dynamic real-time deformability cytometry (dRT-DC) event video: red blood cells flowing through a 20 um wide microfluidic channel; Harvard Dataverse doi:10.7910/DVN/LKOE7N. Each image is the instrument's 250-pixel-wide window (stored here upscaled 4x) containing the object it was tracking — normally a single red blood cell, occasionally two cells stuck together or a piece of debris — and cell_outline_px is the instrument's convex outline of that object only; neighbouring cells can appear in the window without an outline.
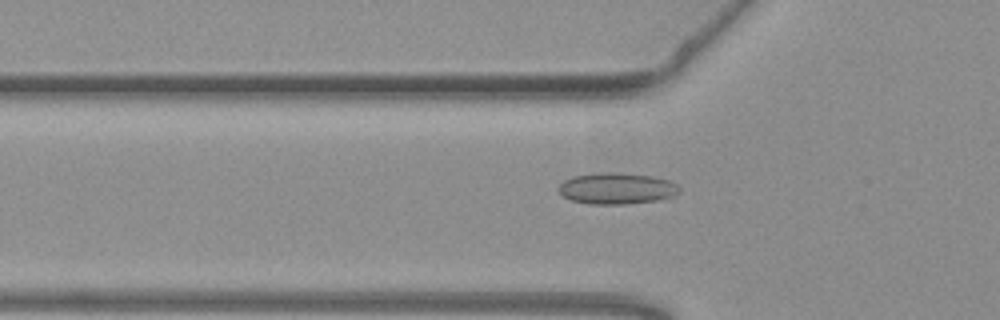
{"species": "common noctule bat (a hibernating species)", "species_latin": "Nyctalus noctula", "temperature_condition": "warm", "stored_images_in_passage": 54, "camera_frame_rate_fps": 3000, "um_per_image_px": 0.085, "animal": {"sex": "female", "body_mass_g": 19.3, "forearm_length_mm": 54.1}, "frame": {"image": 1, "passage_image": 18, "time_ms": 5.667, "image_size_px": [1000, 320], "cell_outline_px": [[680, 192], [676, 196], [656, 200], [624, 204], [588, 204], [572, 200], [564, 196], [556, 188], [564, 180], [572, 176], [596, 172], [620, 172], [652, 176], [668, 180], [676, 184], [680, 188]], "centroid_in_image_um": [52.41, 16.0], "position_along_channel_um": 73.4, "area_um2": 22.25}}
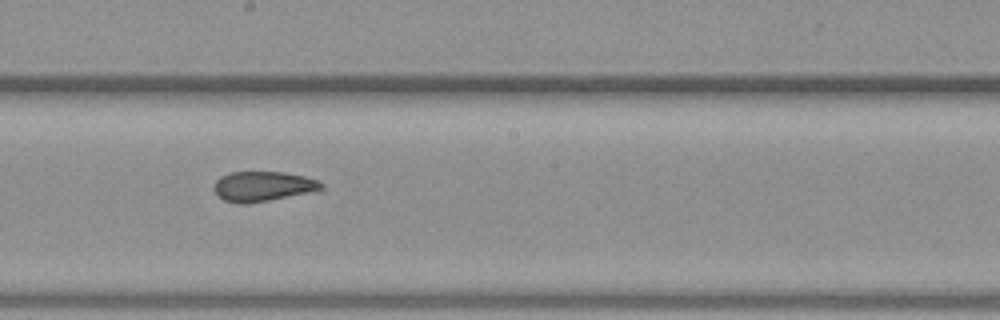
{"frame": {"image": 2, "passage_image": 30, "time_ms": 9.667, "image_size_px": [1000, 320], "cell_outline_px": [[324, 188], [320, 192], [248, 204], [236, 204], [224, 200], [216, 192], [216, 180], [220, 176], [232, 172], [284, 172], [304, 176], [320, 180], [324, 184]], "centroid_in_image_um": [22.48, 15.86], "position_along_channel_um": 225.7, "area_um2": 19.19}}
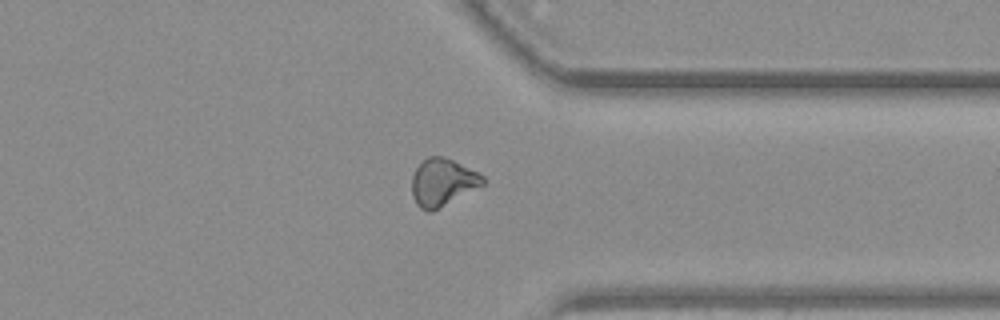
{"frame": {"image": 3, "passage_image": 42, "time_ms": 13.667, "image_size_px": [1000, 320], "cell_outline_px": [[484, 184], [432, 212], [428, 212], [420, 208], [416, 204], [412, 196], [412, 176], [416, 168], [428, 156], [444, 156], [484, 176]], "centroid_in_image_um": [37.58, 15.51], "position_along_channel_um": 373.8, "area_um2": 19.36}, "authors_computed_cell_mechanics": {"area_um2": 19.5942, "velocity_mm_per_s": 3.7883, "shape_relaxation_time_tau1_ms": null, "shape_relaxation_time_tau2_ms": 1.8923, "deformation_change_tau1": null, "deformation_change_tau2": 0.0779}}